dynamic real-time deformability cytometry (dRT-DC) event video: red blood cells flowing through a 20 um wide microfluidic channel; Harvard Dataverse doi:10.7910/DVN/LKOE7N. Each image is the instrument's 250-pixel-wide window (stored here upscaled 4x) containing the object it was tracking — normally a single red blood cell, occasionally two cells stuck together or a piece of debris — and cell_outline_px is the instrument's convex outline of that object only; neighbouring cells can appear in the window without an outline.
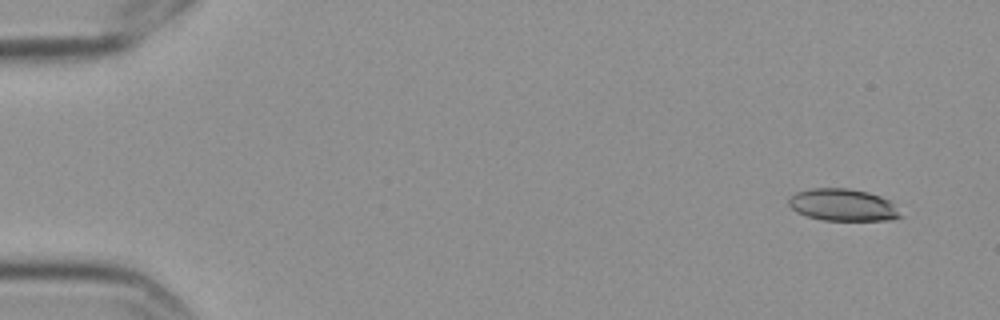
{"species": "Egyptian fruit bat (a non-hibernating species)", "species_latin": "Rousettus aegyptiacus", "temperature_condition": "cold", "stored_images_in_passage": 4, "camera_frame_rate_fps": 3000, "um_per_image_px": 0.085, "frame": {"image": 1, "passage_image": 1, "time_ms": 0.0, "image_size_px": [1000, 320], "cell_outline_px": [[904, 216], [892, 220], [824, 220], [808, 216], [796, 212], [788, 204], [788, 200], [796, 192], [812, 188], [848, 188], [868, 192], [880, 196], [888, 200]], "centroid_in_image_um": [71.65, 17.42], "position_along_channel_um": 13.4, "area_um2": 20.81}}